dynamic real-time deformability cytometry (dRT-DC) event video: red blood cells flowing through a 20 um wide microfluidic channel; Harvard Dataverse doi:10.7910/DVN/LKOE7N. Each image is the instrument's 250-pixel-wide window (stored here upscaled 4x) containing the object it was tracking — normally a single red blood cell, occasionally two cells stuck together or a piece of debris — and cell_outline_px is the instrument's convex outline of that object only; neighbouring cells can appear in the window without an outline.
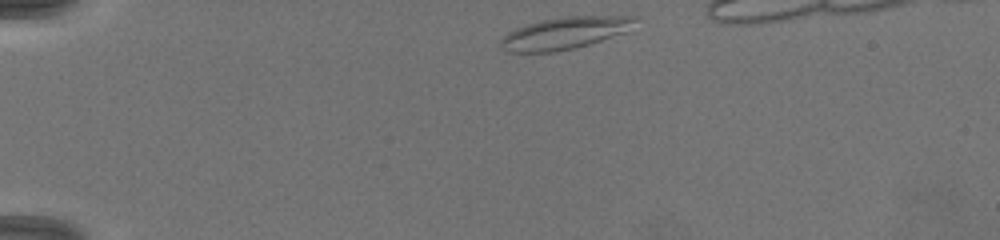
{"species": "common noctule bat (a hibernating species)", "species_latin": "Nyctalus noctula", "temperature_condition": "warm", "stored_images_in_passage": 67, "camera_frame_rate_fps": 3000, "um_per_image_px": 0.085, "animal": {"sex": "female", "body_mass_g": 19.5, "forearm_length_mm": 54.1}, "frame": {"image": 1, "passage_image": 1, "time_ms": 0.0, "image_size_px": [1000, 240], "cell_outline_px": [[640, 16], [624, 32], [588, 44], [556, 52], [508, 52], [500, 48], [500, 40], [508, 32], [516, 28], [528, 24], [544, 20], [564, 16]], "centroid_in_image_um": [47.94, 2.81], "position_along_channel_um": 37.1, "area_um2": 24.68}}
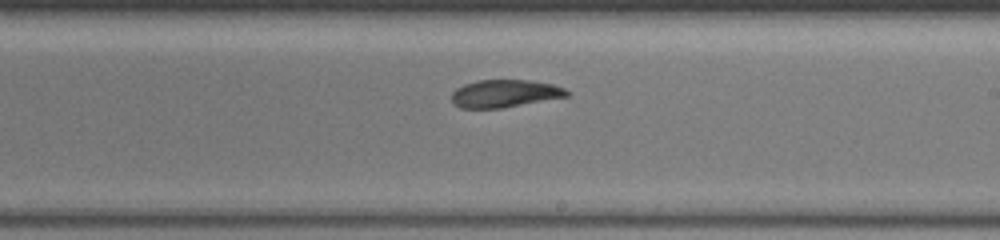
{"frame": {"image": 2, "passage_image": 38, "time_ms": 6.667, "image_size_px": [1000, 240], "cell_outline_px": [[572, 92], [568, 96], [500, 108], [460, 108], [452, 104], [452, 92], [456, 88], [464, 84], [476, 80], [528, 80], [552, 84], [564, 88]], "centroid_in_image_um": [42.88, 7.94], "position_along_channel_um": 246.1, "area_um2": 18.55}}
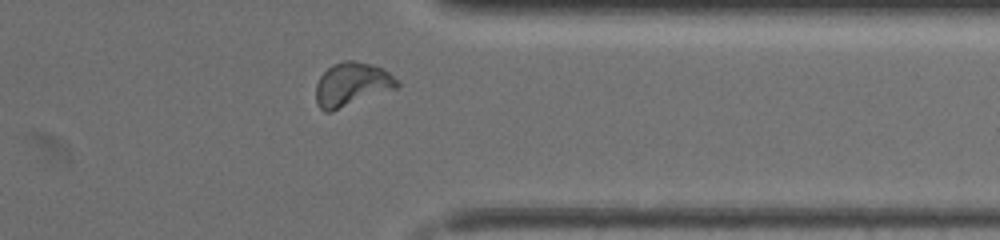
{"frame": {"image": 3, "passage_image": 56, "time_ms": 10.0, "image_size_px": [1000, 240], "cell_outline_px": [[400, 84], [396, 88], [332, 112], [324, 112], [316, 104], [316, 84], [320, 76], [332, 64], [348, 60], [352, 60], [372, 64], [388, 72]], "centroid_in_image_um": [29.86, 7.19], "position_along_channel_um": 381.5, "area_um2": 20.58}}